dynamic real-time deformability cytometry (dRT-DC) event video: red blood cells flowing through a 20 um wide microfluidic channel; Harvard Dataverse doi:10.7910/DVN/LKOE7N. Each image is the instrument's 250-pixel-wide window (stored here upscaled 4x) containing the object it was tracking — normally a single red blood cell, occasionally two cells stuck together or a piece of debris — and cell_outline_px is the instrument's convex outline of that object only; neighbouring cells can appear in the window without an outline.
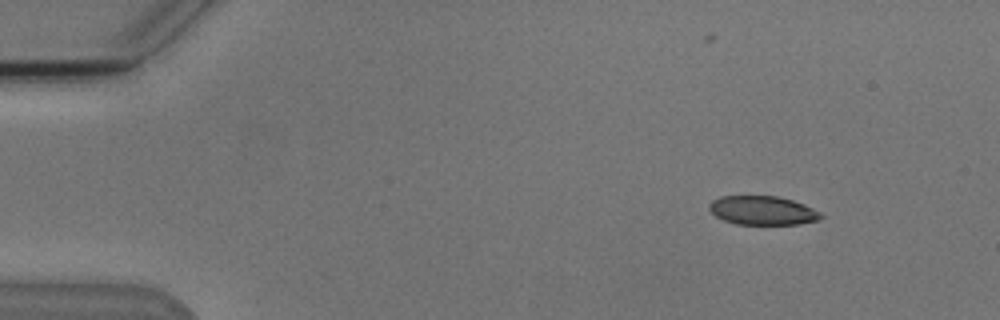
{"species": "Egyptian fruit bat (a non-hibernating species)", "species_latin": "Rousettus aegyptiacus", "temperature_condition": "cold", "stored_images_in_passage": 6, "camera_frame_rate_fps": 3000, "um_per_image_px": 0.085, "animal": {"sex": "male"}, "frame": {"image": 1, "passage_image": 2, "time_ms": 1.0, "image_size_px": [1000, 320], "cell_outline_px": [[824, 216], [820, 220], [800, 224], [736, 224], [724, 220], [716, 216], [708, 208], [708, 204], [712, 200], [720, 196], [776, 196], [792, 200], [804, 204], [820, 212]], "centroid_in_image_um": [64.82, 17.89], "position_along_channel_um": 20.2, "area_um2": 18.84}}
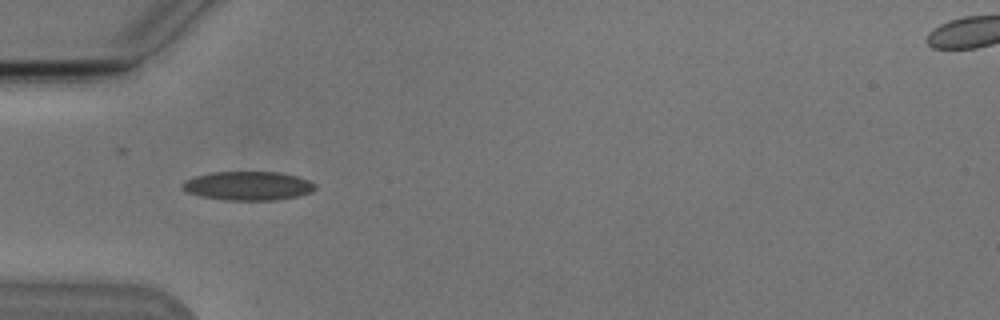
{"frame": {"image": 2, "passage_image": 5, "time_ms": 4.667, "image_size_px": [1000, 320], "cell_outline_px": [[316, 188], [312, 192], [296, 196], [276, 200], [224, 200], [200, 196], [188, 192], [180, 184], [184, 180], [196, 176], [212, 172], [280, 172], [296, 176], [308, 180], [316, 184]], "centroid_in_image_um": [21.09, 15.79], "position_along_channel_um": 63.9, "area_um2": 22.31}}